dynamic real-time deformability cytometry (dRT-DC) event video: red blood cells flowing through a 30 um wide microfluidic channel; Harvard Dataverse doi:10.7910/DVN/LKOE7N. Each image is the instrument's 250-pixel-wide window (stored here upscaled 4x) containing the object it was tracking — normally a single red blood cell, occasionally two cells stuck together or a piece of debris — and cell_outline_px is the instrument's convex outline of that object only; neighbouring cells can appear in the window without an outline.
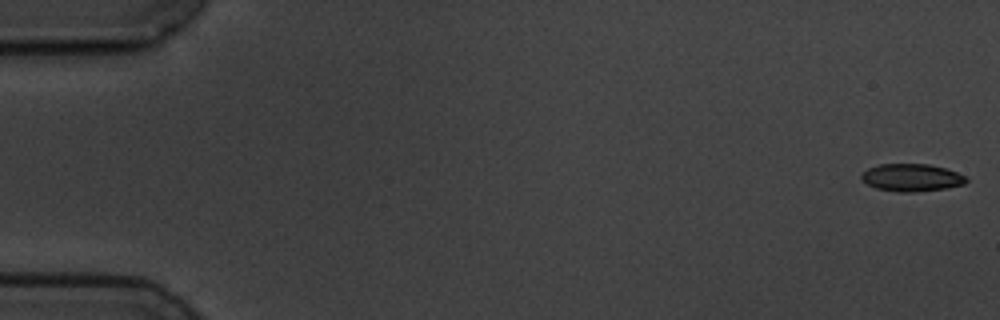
{"species": "common noctule bat (a hibernating species)", "species_latin": "Nyctalus noctula", "temperature_condition": "cold", "stored_images_in_passage": 6, "camera_frame_rate_fps": 3000, "um_per_image_px": 0.085, "animal": {"sex": "male", "body_mass_g": 19.5, "forearm_length_mm": 54.6}, "frame": {"image": 1, "passage_image": 1, "time_ms": 0.0, "image_size_px": [1000, 320], "cell_outline_px": [[968, 180], [964, 184], [944, 188], [912, 192], [896, 192], [876, 188], [868, 184], [860, 176], [868, 168], [880, 164], [928, 164], [944, 168], [956, 172], [964, 176]], "centroid_in_image_um": [77.47, 15.09], "position_along_channel_um": 7.5, "area_um2": 16.53}}
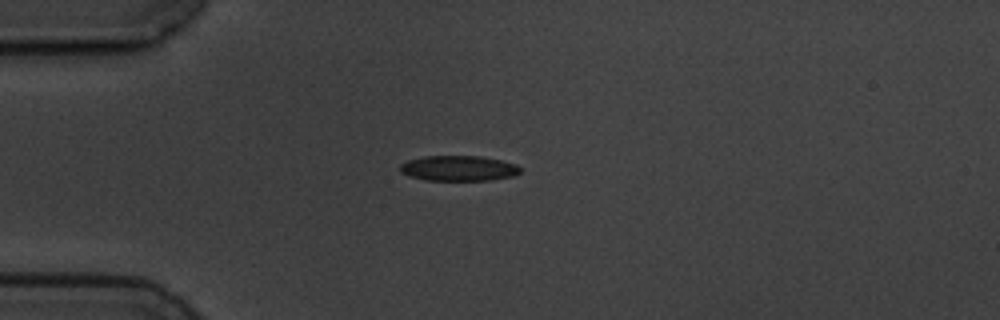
{"frame": {"image": 2, "passage_image": 5, "time_ms": 4.667, "image_size_px": [1000, 320], "cell_outline_px": [[520, 172], [512, 176], [492, 180], [428, 180], [408, 176], [400, 172], [400, 164], [408, 160], [424, 156], [480, 156], [500, 160], [516, 164], [520, 168]], "centroid_in_image_um": [38.96, 14.3], "position_along_channel_um": 46.0, "area_um2": 17.69}}